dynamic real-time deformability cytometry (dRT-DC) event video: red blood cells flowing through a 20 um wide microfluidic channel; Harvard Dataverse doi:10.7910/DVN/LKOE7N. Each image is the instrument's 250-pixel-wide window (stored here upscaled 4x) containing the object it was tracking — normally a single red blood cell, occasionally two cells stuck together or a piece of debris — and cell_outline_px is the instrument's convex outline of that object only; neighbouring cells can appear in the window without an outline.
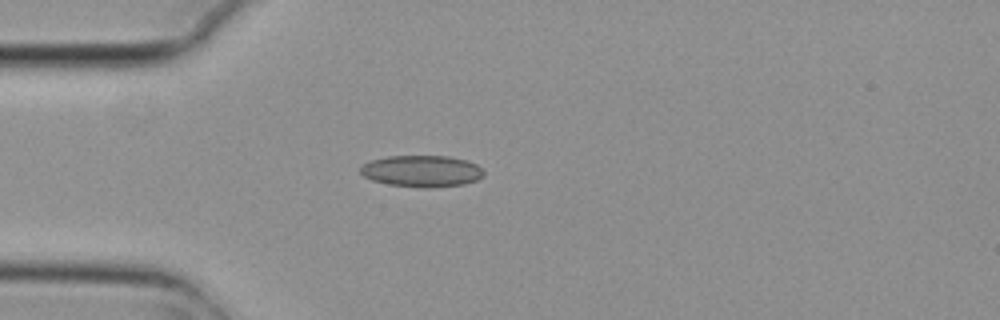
{"species": "common noctule bat (a hibernating species)", "species_latin": "Nyctalus noctula", "temperature_condition": "cold", "stored_images_in_passage": 3, "camera_frame_rate_fps": 3000, "um_per_image_px": 0.085, "animal": {"sex": "female", "body_mass_g": 29.2, "forearm_length_mm": 56.3}, "frame": {"image": 1, "passage_image": 3, "time_ms": 0.667, "image_size_px": [1000, 320], "cell_outline_px": [[484, 176], [476, 180], [464, 184], [428, 188], [424, 188], [388, 184], [372, 180], [364, 176], [360, 172], [360, 168], [364, 164], [372, 160], [388, 156], [448, 156], [468, 160], [476, 164], [484, 172]], "centroid_in_image_um": [35.87, 14.54], "position_along_channel_um": 49.1, "area_um2": 22.66}}